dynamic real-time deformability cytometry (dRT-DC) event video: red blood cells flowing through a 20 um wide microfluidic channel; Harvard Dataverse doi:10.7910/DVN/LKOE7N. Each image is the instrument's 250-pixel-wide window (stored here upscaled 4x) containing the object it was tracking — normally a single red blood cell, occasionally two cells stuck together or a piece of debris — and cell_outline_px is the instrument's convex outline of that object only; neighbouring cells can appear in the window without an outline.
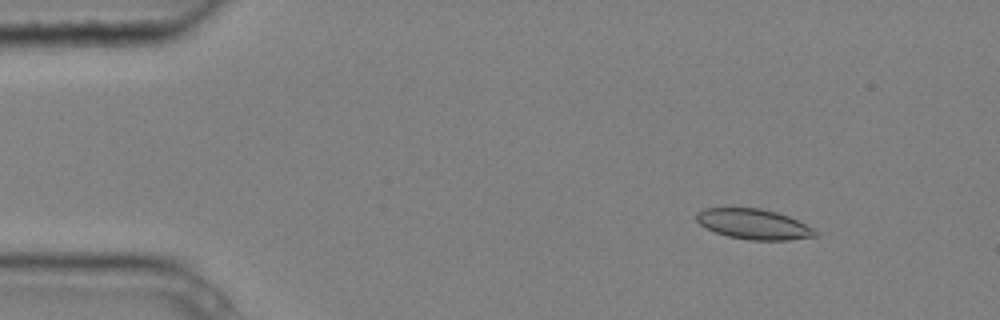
{"species": "common noctule bat (a hibernating species)", "species_latin": "Nyctalus noctula", "temperature_condition": "cold", "stored_images_in_passage": 4, "camera_frame_rate_fps": 3000, "um_per_image_px": 0.085, "animal": {"sex": "male", "body_mass_g": 20.4}, "frame": {"image": 1, "passage_image": 2, "time_ms": 0.333, "image_size_px": [1000, 320], "cell_outline_px": [[820, 236], [788, 240], [748, 240], [728, 236], [716, 232], [700, 224], [696, 220], [696, 212], [704, 208], [760, 208], [776, 212], [788, 216], [812, 228]], "centroid_in_image_um": [64.05, 19.05], "position_along_channel_um": 20.9, "area_um2": 20.81}}
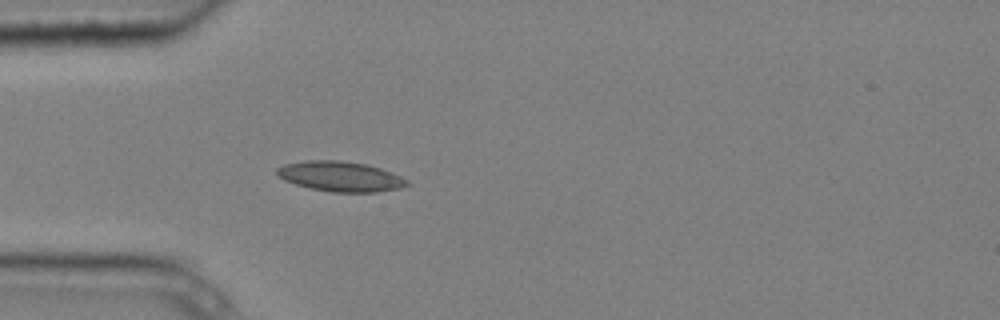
{"frame": {"image": 2, "passage_image": 4, "time_ms": 1.0, "image_size_px": [1000, 320], "cell_outline_px": [[408, 184], [400, 188], [376, 192], [332, 192], [312, 188], [296, 184], [284, 180], [276, 172], [276, 168], [284, 164], [304, 160], [340, 160], [364, 164], [380, 168], [392, 172], [408, 180]], "centroid_in_image_um": [28.92, 14.99], "position_along_channel_um": 56.1, "area_um2": 22.66}}